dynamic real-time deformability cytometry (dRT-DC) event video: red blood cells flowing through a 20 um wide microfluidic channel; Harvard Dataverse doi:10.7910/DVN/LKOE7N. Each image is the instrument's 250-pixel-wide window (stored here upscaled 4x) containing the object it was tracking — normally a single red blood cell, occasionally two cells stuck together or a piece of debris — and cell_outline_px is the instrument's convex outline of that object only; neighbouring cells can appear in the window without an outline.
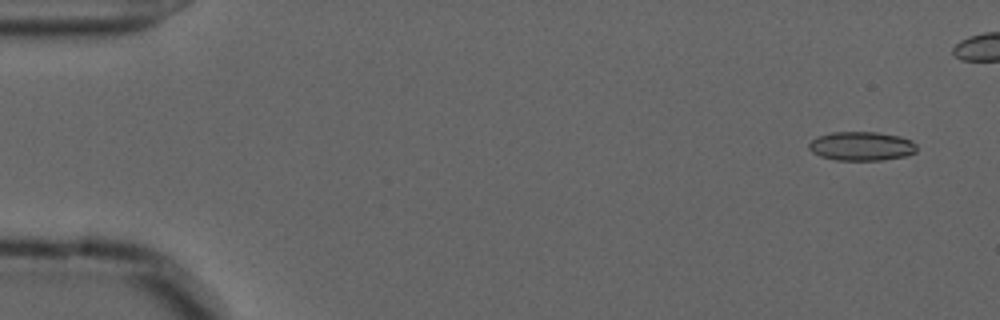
{"species": "common noctule bat (a hibernating species)", "species_latin": "Nyctalus noctula", "temperature_condition": "cold", "stored_images_in_passage": 48, "camera_frame_rate_fps": 3000, "um_per_image_px": 0.085, "animal": {"sex": "male", "forearm_length_mm": 52.5}, "frame": {"image": 1, "passage_image": 3, "time_ms": 0.667, "image_size_px": [1000, 320], "cell_outline_px": [[916, 152], [908, 156], [884, 160], [836, 160], [820, 156], [812, 152], [808, 148], [808, 144], [816, 136], [832, 132], [876, 132], [900, 136], [912, 140], [916, 144]], "centroid_in_image_um": [73.24, 12.42], "position_along_channel_um": 11.8, "area_um2": 18.44}}
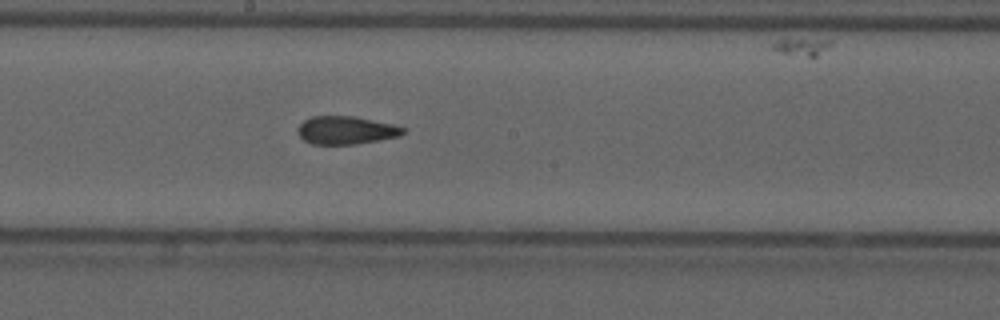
{"frame": {"image": 2, "passage_image": 30, "time_ms": 9.667, "image_size_px": [1000, 320], "cell_outline_px": [[408, 132], [400, 136], [356, 144], [312, 144], [304, 140], [296, 132], [296, 128], [304, 120], [312, 116], [356, 116], [392, 124], [408, 128]], "centroid_in_image_um": [29.44, 11.06], "position_along_channel_um": 218.8, "area_um2": 17.46}}
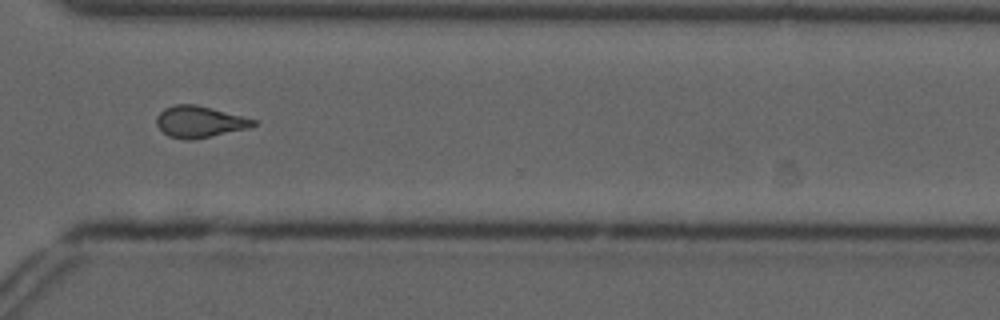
{"frame": {"image": 3, "passage_image": 41, "time_ms": 13.333, "image_size_px": [1000, 320], "cell_outline_px": [[256, 124], [248, 128], [192, 140], [184, 140], [168, 136], [156, 124], [156, 116], [164, 108], [176, 104], [196, 104], [256, 120]], "centroid_in_image_um": [16.91, 10.35], "position_along_channel_um": 353.7, "area_um2": 17.57}}